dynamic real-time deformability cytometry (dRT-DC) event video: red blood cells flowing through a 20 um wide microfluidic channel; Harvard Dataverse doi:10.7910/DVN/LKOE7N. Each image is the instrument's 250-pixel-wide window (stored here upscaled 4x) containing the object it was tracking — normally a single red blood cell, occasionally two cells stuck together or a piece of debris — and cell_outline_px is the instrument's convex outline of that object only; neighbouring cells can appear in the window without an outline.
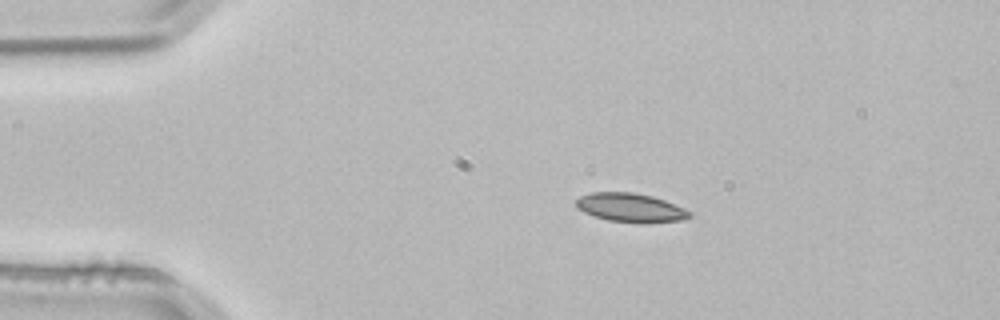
{"species": "common noctule bat (a hibernating species)", "species_latin": "Nyctalus noctula", "temperature_condition": "room temperature", "stored_images_in_passage": 2, "camera_frame_rate_fps": 3000, "um_per_image_px": 0.085, "animal": {"sex": "male", "body_mass_g": 21.5, "forearm_length_mm": 52.0}, "frame": {"image": 1, "passage_image": 1, "time_ms": 0.0, "image_size_px": [1000, 320], "cell_outline_px": [[692, 216], [684, 220], [608, 220], [584, 212], [576, 208], [576, 200], [580, 196], [592, 192], [632, 192], [652, 196], [664, 200], [684, 208], [692, 212]], "centroid_in_image_um": [53.56, 17.59], "position_along_channel_um": 31.4, "area_um2": 18.15}}